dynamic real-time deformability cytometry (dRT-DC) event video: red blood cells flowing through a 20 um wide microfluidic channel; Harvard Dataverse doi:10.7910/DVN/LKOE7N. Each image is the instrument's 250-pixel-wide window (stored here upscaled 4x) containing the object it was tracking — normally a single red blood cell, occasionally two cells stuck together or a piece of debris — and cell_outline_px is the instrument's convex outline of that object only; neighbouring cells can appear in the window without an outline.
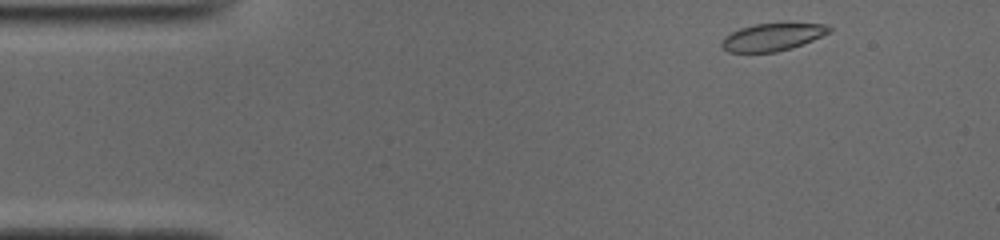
{"species": "common noctule bat (a hibernating species)", "species_latin": "Nyctalus noctula", "temperature_condition": "cold", "stored_images_in_passage": 20, "camera_frame_rate_fps": 3000, "um_per_image_px": 0.085, "animal": {"sex": "male", "body_mass_g": 19.0, "forearm_length_mm": 50.8}, "frame": {"image": 1, "passage_image": 1, "time_ms": 0.0, "image_size_px": [1000, 240], "cell_outline_px": [[832, 28], [828, 32], [812, 40], [792, 48], [776, 52], [728, 52], [720, 44], [724, 36], [740, 28], [756, 24], [824, 24]], "centroid_in_image_um": [65.6, 3.16], "position_along_channel_um": 19.4, "area_um2": 16.82}}
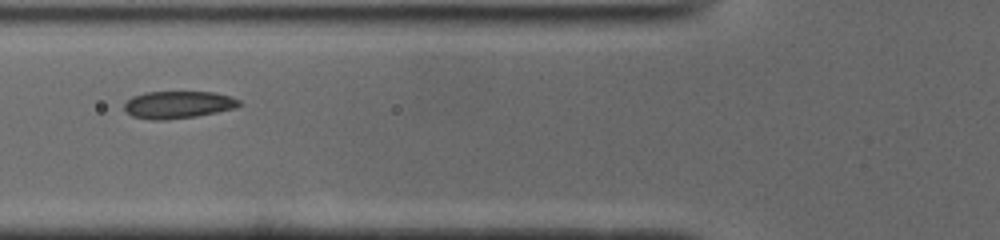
{"frame": {"image": 2, "passage_image": 14, "time_ms": 4.333, "image_size_px": [1000, 240], "cell_outline_px": [[240, 104], [236, 108], [196, 116], [164, 120], [152, 120], [132, 116], [124, 108], [124, 104], [132, 96], [144, 92], [212, 92], [232, 96], [240, 100]], "centroid_in_image_um": [15.14, 8.89], "position_along_channel_um": 110.7, "area_um2": 18.26}}
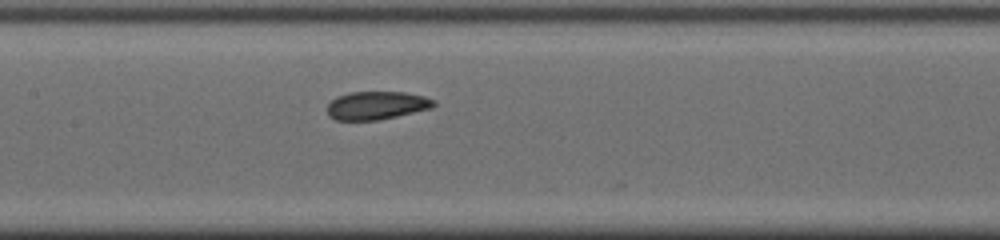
{"frame": {"image": 3, "passage_image": 19, "time_ms": 6.0, "image_size_px": [1000, 240], "cell_outline_px": [[436, 104], [432, 108], [396, 116], [376, 120], [336, 120], [328, 116], [328, 104], [336, 96], [348, 92], [404, 92], [424, 96], [436, 100]], "centroid_in_image_um": [32.01, 8.95], "position_along_channel_um": 175.4, "area_um2": 17.51}}